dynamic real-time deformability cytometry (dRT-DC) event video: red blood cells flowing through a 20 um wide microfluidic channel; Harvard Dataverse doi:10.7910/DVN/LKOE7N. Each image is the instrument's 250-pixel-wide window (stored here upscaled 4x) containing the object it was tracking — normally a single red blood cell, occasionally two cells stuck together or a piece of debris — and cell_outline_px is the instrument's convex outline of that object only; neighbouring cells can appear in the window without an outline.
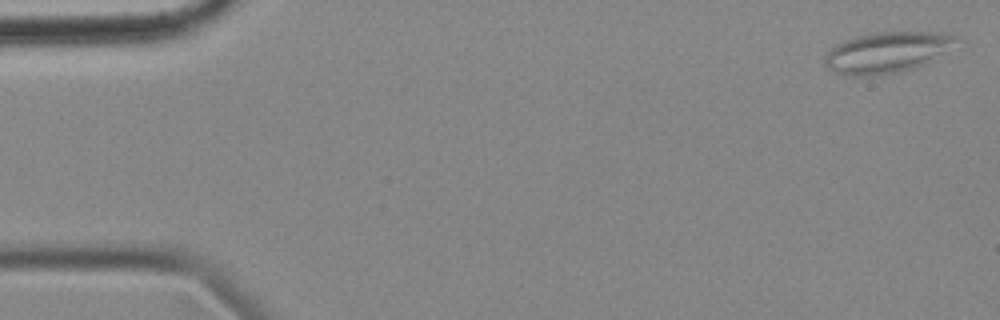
{"species": "common noctule bat (a hibernating species)", "species_latin": "Nyctalus noctula", "temperature_condition": "cold", "stored_images_in_passage": 56, "camera_frame_rate_fps": 3000, "um_per_image_px": 0.085, "animal": {"sex": "female", "body_mass_g": 18.4}, "frame": {"image": 1, "passage_image": 1, "time_ms": 0.0, "image_size_px": [1000, 320], "cell_outline_px": [[956, 40], [940, 52], [916, 68], [896, 72], [868, 76], [852, 76], [832, 72], [824, 64], [824, 56], [828, 48], [852, 36], [872, 32], [936, 32], [956, 36]], "centroid_in_image_um": [75.2, 4.45], "position_along_channel_um": 9.8, "area_um2": 30.81}}
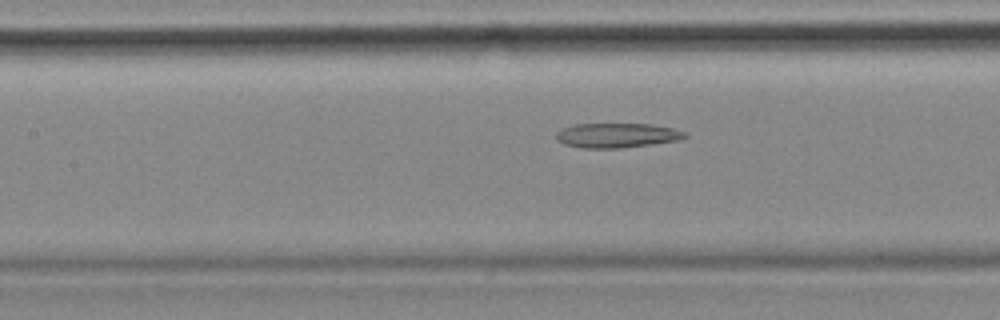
{"frame": {"image": 2, "passage_image": 24, "time_ms": 7.667, "image_size_px": [1000, 320], "cell_outline_px": [[688, 136], [680, 140], [652, 144], [620, 148], [584, 148], [564, 144], [556, 140], [556, 132], [564, 128], [576, 124], [652, 124], [672, 128], [688, 132]], "centroid_in_image_um": [52.47, 11.51], "position_along_channel_um": 154.9, "area_um2": 18.5}}
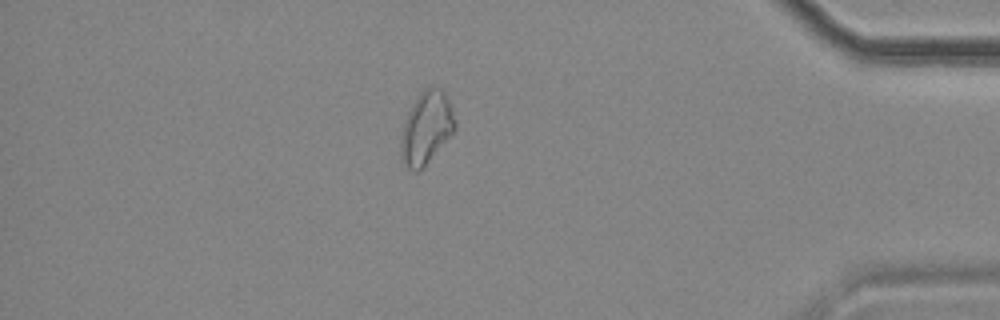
{"frame": {"image": 3, "passage_image": 48, "time_ms": 15.667, "image_size_px": [1000, 320], "cell_outline_px": [[456, 132], [424, 168], [416, 172], [408, 168], [400, 160], [400, 140], [404, 120], [412, 104], [420, 92], [424, 88], [432, 84], [440, 88], [444, 92], [448, 100], [456, 124]], "centroid_in_image_um": [36.24, 10.9], "position_along_channel_um": 399.0, "area_um2": 23.52}}